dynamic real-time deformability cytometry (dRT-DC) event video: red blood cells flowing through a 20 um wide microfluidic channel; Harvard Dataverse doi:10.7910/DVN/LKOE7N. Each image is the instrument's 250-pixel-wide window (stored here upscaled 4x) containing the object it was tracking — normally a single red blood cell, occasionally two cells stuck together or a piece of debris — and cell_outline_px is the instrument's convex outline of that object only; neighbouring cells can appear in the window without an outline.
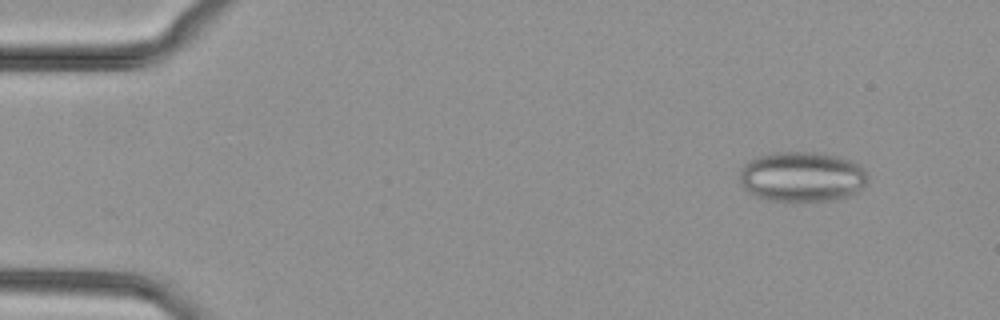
{"species": "common noctule bat (a hibernating species)", "species_latin": "Nyctalus noctula", "temperature_condition": "cold", "stored_images_in_passage": 47, "camera_frame_rate_fps": 3000, "um_per_image_px": 0.085, "animal": {"sex": "female", "body_mass_g": 29.2, "forearm_length_mm": 56.3}, "frame": {"image": 1, "passage_image": 2, "time_ms": 0.333, "image_size_px": [1000, 320], "cell_outline_px": [[868, 180], [864, 188], [848, 196], [836, 200], [768, 200], [756, 196], [748, 192], [740, 184], [740, 168], [748, 160], [756, 156], [772, 152], [816, 152], [836, 156], [852, 160], [860, 164], [864, 168], [868, 176]], "centroid_in_image_um": [68.18, 15.0], "position_along_channel_um": 16.8, "area_um2": 37.8}}
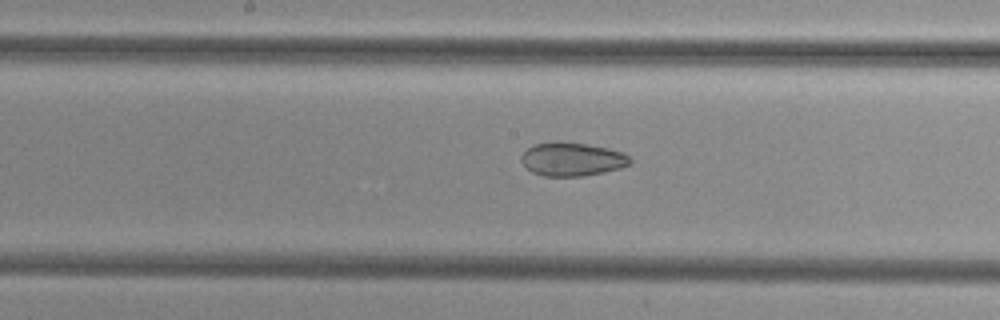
{"frame": {"image": 2, "passage_image": 23, "time_ms": 7.333, "image_size_px": [1000, 320], "cell_outline_px": [[632, 160], [628, 164], [620, 168], [604, 172], [580, 176], [544, 176], [532, 172], [520, 160], [520, 156], [532, 144], [560, 140], [608, 148], [624, 152]], "centroid_in_image_um": [48.6, 13.51], "position_along_channel_um": 199.6, "area_um2": 21.33}}
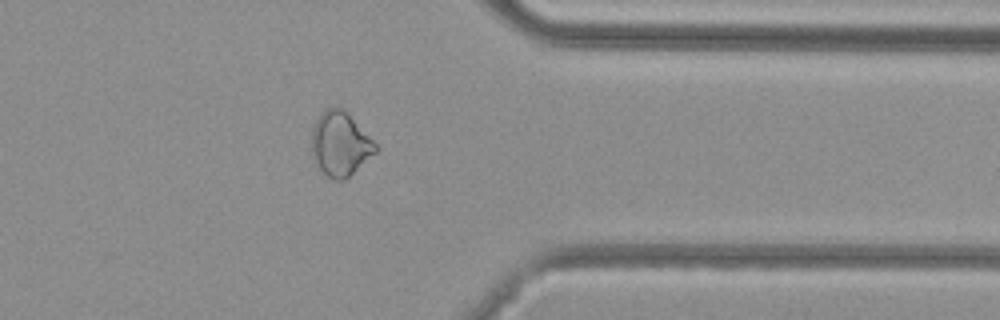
{"frame": {"image": 3, "passage_image": 37, "time_ms": 12.0, "image_size_px": [1000, 320], "cell_outline_px": [[376, 152], [344, 180], [332, 180], [316, 164], [312, 156], [312, 124], [324, 108], [332, 104], [348, 112], [376, 144]], "centroid_in_image_um": [28.88, 12.18], "position_along_channel_um": 382.5, "area_um2": 23.93}}